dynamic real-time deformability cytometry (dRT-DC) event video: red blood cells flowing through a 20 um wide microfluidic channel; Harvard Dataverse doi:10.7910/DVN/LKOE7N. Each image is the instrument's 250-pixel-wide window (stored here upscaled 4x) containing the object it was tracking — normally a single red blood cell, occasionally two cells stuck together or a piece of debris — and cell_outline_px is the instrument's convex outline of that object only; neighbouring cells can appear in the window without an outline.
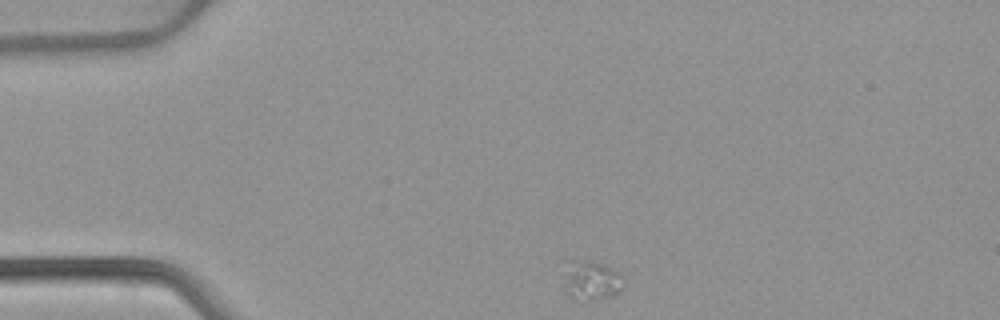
{"species": "common noctule bat (a hibernating species)", "species_latin": "Nyctalus noctula", "temperature_condition": "warm", "stored_images_in_passage": 39, "camera_frame_rate_fps": 3000, "um_per_image_px": 0.085, "animal": {"sex": "female", "body_mass_g": 22.7, "forearm_length_mm": 54.2}, "frame": {"image": 1, "passage_image": 1, "time_ms": 0.0, "image_size_px": [1000, 320], "cell_outline_px": [[624, 276], [620, 288], [612, 296], [572, 300], [568, 292], [568, 260], [592, 260], [612, 268], [620, 272]], "centroid_in_image_um": [50.34, 23.79], "position_along_channel_um": 34.7, "area_um2": 12.95}}
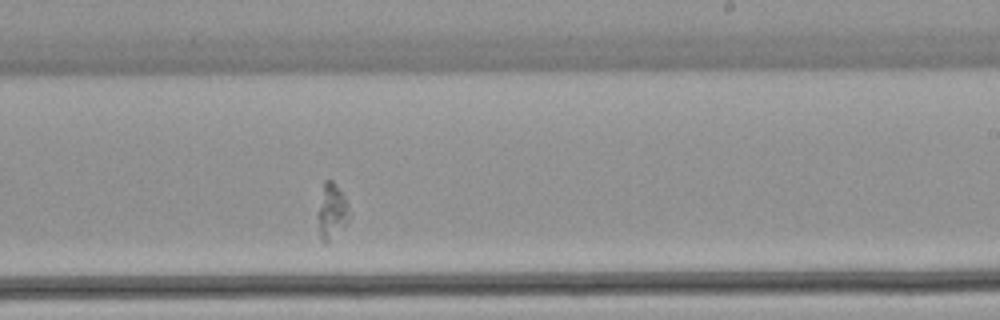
{"frame": {"image": 2, "passage_image": 23, "time_ms": 7.333, "image_size_px": [1000, 320], "cell_outline_px": [[352, 212], [348, 220], [328, 244], [324, 244], [320, 236], [316, 212], [324, 180], [332, 180], [344, 196]], "centroid_in_image_um": [28.19, 17.97], "position_along_channel_um": 260.8, "area_um2": 10.4}}
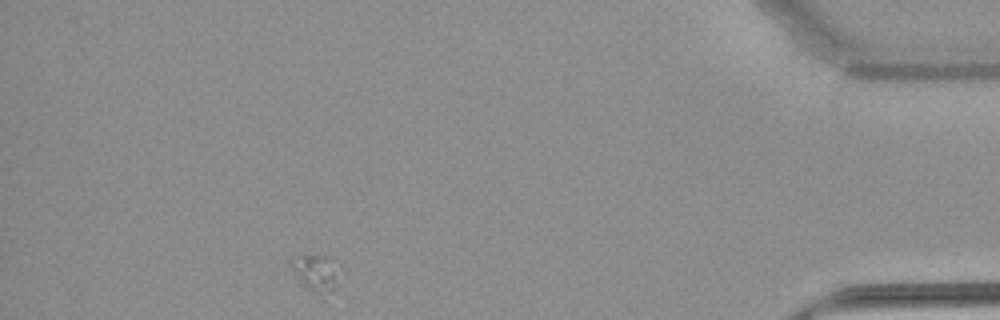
{"frame": {"image": 3, "passage_image": 39, "time_ms": 12.667, "image_size_px": [1000, 320], "cell_outline_px": [[344, 272], [336, 288], [316, 292], [308, 288], [304, 284], [296, 272], [292, 264], [292, 256], [328, 256], [344, 268]], "centroid_in_image_um": [27.04, 23.12], "position_along_channel_um": 408.2, "area_um2": 10.06}}